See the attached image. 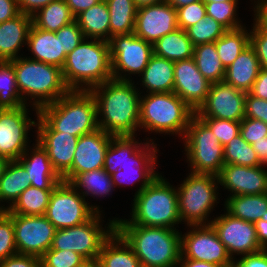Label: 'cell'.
Instances as JSON below:
<instances>
[{
	"instance_id": "obj_1",
	"label": "cell",
	"mask_w": 267,
	"mask_h": 267,
	"mask_svg": "<svg viewBox=\"0 0 267 267\" xmlns=\"http://www.w3.org/2000/svg\"><path fill=\"white\" fill-rule=\"evenodd\" d=\"M132 80L110 79L89 91L96 101L98 126L112 136H134L139 128L140 94Z\"/></svg>"
},
{
	"instance_id": "obj_2",
	"label": "cell",
	"mask_w": 267,
	"mask_h": 267,
	"mask_svg": "<svg viewBox=\"0 0 267 267\" xmlns=\"http://www.w3.org/2000/svg\"><path fill=\"white\" fill-rule=\"evenodd\" d=\"M132 247L141 267H176L181 257V234L166 227L115 225Z\"/></svg>"
},
{
	"instance_id": "obj_3",
	"label": "cell",
	"mask_w": 267,
	"mask_h": 267,
	"mask_svg": "<svg viewBox=\"0 0 267 267\" xmlns=\"http://www.w3.org/2000/svg\"><path fill=\"white\" fill-rule=\"evenodd\" d=\"M87 40L66 55L62 74L70 90L89 91L113 78L108 41Z\"/></svg>"
},
{
	"instance_id": "obj_4",
	"label": "cell",
	"mask_w": 267,
	"mask_h": 267,
	"mask_svg": "<svg viewBox=\"0 0 267 267\" xmlns=\"http://www.w3.org/2000/svg\"><path fill=\"white\" fill-rule=\"evenodd\" d=\"M38 116L53 131L76 137L99 129L96 101L90 91L70 90L56 102L41 107Z\"/></svg>"
},
{
	"instance_id": "obj_5",
	"label": "cell",
	"mask_w": 267,
	"mask_h": 267,
	"mask_svg": "<svg viewBox=\"0 0 267 267\" xmlns=\"http://www.w3.org/2000/svg\"><path fill=\"white\" fill-rule=\"evenodd\" d=\"M132 218H116L115 225L155 226L176 229L181 222L178 212L177 189L158 175L139 194L134 196Z\"/></svg>"
},
{
	"instance_id": "obj_6",
	"label": "cell",
	"mask_w": 267,
	"mask_h": 267,
	"mask_svg": "<svg viewBox=\"0 0 267 267\" xmlns=\"http://www.w3.org/2000/svg\"><path fill=\"white\" fill-rule=\"evenodd\" d=\"M10 62L14 67L23 102L26 104V96H31L37 115L41 107L56 102L70 91L64 81L62 69L58 66L20 56Z\"/></svg>"
},
{
	"instance_id": "obj_7",
	"label": "cell",
	"mask_w": 267,
	"mask_h": 267,
	"mask_svg": "<svg viewBox=\"0 0 267 267\" xmlns=\"http://www.w3.org/2000/svg\"><path fill=\"white\" fill-rule=\"evenodd\" d=\"M194 114L174 92L148 93L140 98L139 127L183 138Z\"/></svg>"
},
{
	"instance_id": "obj_8",
	"label": "cell",
	"mask_w": 267,
	"mask_h": 267,
	"mask_svg": "<svg viewBox=\"0 0 267 267\" xmlns=\"http://www.w3.org/2000/svg\"><path fill=\"white\" fill-rule=\"evenodd\" d=\"M183 138L191 173L218 177L224 166V146L195 114L190 119Z\"/></svg>"
},
{
	"instance_id": "obj_9",
	"label": "cell",
	"mask_w": 267,
	"mask_h": 267,
	"mask_svg": "<svg viewBox=\"0 0 267 267\" xmlns=\"http://www.w3.org/2000/svg\"><path fill=\"white\" fill-rule=\"evenodd\" d=\"M217 185V176L189 173L177 189L178 212L182 222H187V226L208 225L207 217L215 202L218 203Z\"/></svg>"
},
{
	"instance_id": "obj_10",
	"label": "cell",
	"mask_w": 267,
	"mask_h": 267,
	"mask_svg": "<svg viewBox=\"0 0 267 267\" xmlns=\"http://www.w3.org/2000/svg\"><path fill=\"white\" fill-rule=\"evenodd\" d=\"M101 213H95L88 221L65 229H56L51 249L71 250L83 256L89 263H96L103 243L115 231V220H110L107 230L102 228Z\"/></svg>"
},
{
	"instance_id": "obj_11",
	"label": "cell",
	"mask_w": 267,
	"mask_h": 267,
	"mask_svg": "<svg viewBox=\"0 0 267 267\" xmlns=\"http://www.w3.org/2000/svg\"><path fill=\"white\" fill-rule=\"evenodd\" d=\"M100 212L69 182L61 181L51 192L45 216L56 229H65L80 225Z\"/></svg>"
},
{
	"instance_id": "obj_12",
	"label": "cell",
	"mask_w": 267,
	"mask_h": 267,
	"mask_svg": "<svg viewBox=\"0 0 267 267\" xmlns=\"http://www.w3.org/2000/svg\"><path fill=\"white\" fill-rule=\"evenodd\" d=\"M108 44L112 76L116 80L130 81L121 73L141 75L154 54L153 45L134 33L114 35Z\"/></svg>"
},
{
	"instance_id": "obj_13",
	"label": "cell",
	"mask_w": 267,
	"mask_h": 267,
	"mask_svg": "<svg viewBox=\"0 0 267 267\" xmlns=\"http://www.w3.org/2000/svg\"><path fill=\"white\" fill-rule=\"evenodd\" d=\"M188 227H192V230L181 235L180 259L205 261L222 267H234L235 258L232 259L228 254L212 225H188Z\"/></svg>"
},
{
	"instance_id": "obj_14",
	"label": "cell",
	"mask_w": 267,
	"mask_h": 267,
	"mask_svg": "<svg viewBox=\"0 0 267 267\" xmlns=\"http://www.w3.org/2000/svg\"><path fill=\"white\" fill-rule=\"evenodd\" d=\"M135 136H113L105 154L103 169L110 175L121 171L123 166L135 165L137 168H155L156 145L146 141H136ZM139 145V146H138Z\"/></svg>"
},
{
	"instance_id": "obj_15",
	"label": "cell",
	"mask_w": 267,
	"mask_h": 267,
	"mask_svg": "<svg viewBox=\"0 0 267 267\" xmlns=\"http://www.w3.org/2000/svg\"><path fill=\"white\" fill-rule=\"evenodd\" d=\"M18 254L41 257L53 243L56 228L45 215L12 214Z\"/></svg>"
},
{
	"instance_id": "obj_16",
	"label": "cell",
	"mask_w": 267,
	"mask_h": 267,
	"mask_svg": "<svg viewBox=\"0 0 267 267\" xmlns=\"http://www.w3.org/2000/svg\"><path fill=\"white\" fill-rule=\"evenodd\" d=\"M225 81L211 83L205 101L195 111L199 118H218L241 122L245 118V97Z\"/></svg>"
},
{
	"instance_id": "obj_17",
	"label": "cell",
	"mask_w": 267,
	"mask_h": 267,
	"mask_svg": "<svg viewBox=\"0 0 267 267\" xmlns=\"http://www.w3.org/2000/svg\"><path fill=\"white\" fill-rule=\"evenodd\" d=\"M26 105L0 109V157L18 160L28 149V131L36 122L28 117Z\"/></svg>"
},
{
	"instance_id": "obj_18",
	"label": "cell",
	"mask_w": 267,
	"mask_h": 267,
	"mask_svg": "<svg viewBox=\"0 0 267 267\" xmlns=\"http://www.w3.org/2000/svg\"><path fill=\"white\" fill-rule=\"evenodd\" d=\"M207 223L216 230L232 259L234 254L248 255L263 250L258 243L254 223L235 218L227 212Z\"/></svg>"
},
{
	"instance_id": "obj_19",
	"label": "cell",
	"mask_w": 267,
	"mask_h": 267,
	"mask_svg": "<svg viewBox=\"0 0 267 267\" xmlns=\"http://www.w3.org/2000/svg\"><path fill=\"white\" fill-rule=\"evenodd\" d=\"M178 28L176 9L166 1L137 8L134 34L152 45Z\"/></svg>"
},
{
	"instance_id": "obj_20",
	"label": "cell",
	"mask_w": 267,
	"mask_h": 267,
	"mask_svg": "<svg viewBox=\"0 0 267 267\" xmlns=\"http://www.w3.org/2000/svg\"><path fill=\"white\" fill-rule=\"evenodd\" d=\"M112 137L100 128L79 137L72 167L61 177L62 181L69 182L76 174L103 168Z\"/></svg>"
},
{
	"instance_id": "obj_21",
	"label": "cell",
	"mask_w": 267,
	"mask_h": 267,
	"mask_svg": "<svg viewBox=\"0 0 267 267\" xmlns=\"http://www.w3.org/2000/svg\"><path fill=\"white\" fill-rule=\"evenodd\" d=\"M211 83L199 72L193 58L174 63L173 92L194 112L205 101Z\"/></svg>"
},
{
	"instance_id": "obj_22",
	"label": "cell",
	"mask_w": 267,
	"mask_h": 267,
	"mask_svg": "<svg viewBox=\"0 0 267 267\" xmlns=\"http://www.w3.org/2000/svg\"><path fill=\"white\" fill-rule=\"evenodd\" d=\"M37 121L36 141L47 151L52 167L62 177L72 167L79 137L53 131L38 115Z\"/></svg>"
},
{
	"instance_id": "obj_23",
	"label": "cell",
	"mask_w": 267,
	"mask_h": 267,
	"mask_svg": "<svg viewBox=\"0 0 267 267\" xmlns=\"http://www.w3.org/2000/svg\"><path fill=\"white\" fill-rule=\"evenodd\" d=\"M263 166L224 164L218 176L219 184L229 189L231 196L267 193V170Z\"/></svg>"
},
{
	"instance_id": "obj_24",
	"label": "cell",
	"mask_w": 267,
	"mask_h": 267,
	"mask_svg": "<svg viewBox=\"0 0 267 267\" xmlns=\"http://www.w3.org/2000/svg\"><path fill=\"white\" fill-rule=\"evenodd\" d=\"M27 150L18 161L28 172L30 185L39 189H54L62 181V178L52 167L47 151L39 142H36L32 148L30 156L29 149Z\"/></svg>"
},
{
	"instance_id": "obj_25",
	"label": "cell",
	"mask_w": 267,
	"mask_h": 267,
	"mask_svg": "<svg viewBox=\"0 0 267 267\" xmlns=\"http://www.w3.org/2000/svg\"><path fill=\"white\" fill-rule=\"evenodd\" d=\"M27 45L35 61L58 66L62 69L66 55L62 52L61 35L36 28L33 24L29 30Z\"/></svg>"
},
{
	"instance_id": "obj_26",
	"label": "cell",
	"mask_w": 267,
	"mask_h": 267,
	"mask_svg": "<svg viewBox=\"0 0 267 267\" xmlns=\"http://www.w3.org/2000/svg\"><path fill=\"white\" fill-rule=\"evenodd\" d=\"M32 17L21 13L17 17L0 23V61L17 59L18 51L27 44Z\"/></svg>"
},
{
	"instance_id": "obj_27",
	"label": "cell",
	"mask_w": 267,
	"mask_h": 267,
	"mask_svg": "<svg viewBox=\"0 0 267 267\" xmlns=\"http://www.w3.org/2000/svg\"><path fill=\"white\" fill-rule=\"evenodd\" d=\"M261 69L254 48L249 45L226 69L224 81L233 87L249 92Z\"/></svg>"
},
{
	"instance_id": "obj_28",
	"label": "cell",
	"mask_w": 267,
	"mask_h": 267,
	"mask_svg": "<svg viewBox=\"0 0 267 267\" xmlns=\"http://www.w3.org/2000/svg\"><path fill=\"white\" fill-rule=\"evenodd\" d=\"M96 264L98 267H141L132 247L116 230L103 243Z\"/></svg>"
},
{
	"instance_id": "obj_29",
	"label": "cell",
	"mask_w": 267,
	"mask_h": 267,
	"mask_svg": "<svg viewBox=\"0 0 267 267\" xmlns=\"http://www.w3.org/2000/svg\"><path fill=\"white\" fill-rule=\"evenodd\" d=\"M174 63L163 57L152 55L141 73L142 86L147 93H170L174 88Z\"/></svg>"
},
{
	"instance_id": "obj_30",
	"label": "cell",
	"mask_w": 267,
	"mask_h": 267,
	"mask_svg": "<svg viewBox=\"0 0 267 267\" xmlns=\"http://www.w3.org/2000/svg\"><path fill=\"white\" fill-rule=\"evenodd\" d=\"M224 205L226 212L235 218L251 223L259 219L267 222V193L230 196Z\"/></svg>"
},
{
	"instance_id": "obj_31",
	"label": "cell",
	"mask_w": 267,
	"mask_h": 267,
	"mask_svg": "<svg viewBox=\"0 0 267 267\" xmlns=\"http://www.w3.org/2000/svg\"><path fill=\"white\" fill-rule=\"evenodd\" d=\"M75 21L83 31L87 39H110V15L105 0L81 12L75 17Z\"/></svg>"
},
{
	"instance_id": "obj_32",
	"label": "cell",
	"mask_w": 267,
	"mask_h": 267,
	"mask_svg": "<svg viewBox=\"0 0 267 267\" xmlns=\"http://www.w3.org/2000/svg\"><path fill=\"white\" fill-rule=\"evenodd\" d=\"M154 54L176 62L193 58L194 46L183 29H176L161 37L153 45Z\"/></svg>"
},
{
	"instance_id": "obj_33",
	"label": "cell",
	"mask_w": 267,
	"mask_h": 267,
	"mask_svg": "<svg viewBox=\"0 0 267 267\" xmlns=\"http://www.w3.org/2000/svg\"><path fill=\"white\" fill-rule=\"evenodd\" d=\"M29 174L18 161H9L0 179V201H10L11 207L21 193L30 187Z\"/></svg>"
},
{
	"instance_id": "obj_34",
	"label": "cell",
	"mask_w": 267,
	"mask_h": 267,
	"mask_svg": "<svg viewBox=\"0 0 267 267\" xmlns=\"http://www.w3.org/2000/svg\"><path fill=\"white\" fill-rule=\"evenodd\" d=\"M75 21L65 0H55L32 16V24L39 29L57 32Z\"/></svg>"
},
{
	"instance_id": "obj_35",
	"label": "cell",
	"mask_w": 267,
	"mask_h": 267,
	"mask_svg": "<svg viewBox=\"0 0 267 267\" xmlns=\"http://www.w3.org/2000/svg\"><path fill=\"white\" fill-rule=\"evenodd\" d=\"M110 15V38L134 33L137 7L134 0H105Z\"/></svg>"
},
{
	"instance_id": "obj_36",
	"label": "cell",
	"mask_w": 267,
	"mask_h": 267,
	"mask_svg": "<svg viewBox=\"0 0 267 267\" xmlns=\"http://www.w3.org/2000/svg\"><path fill=\"white\" fill-rule=\"evenodd\" d=\"M193 59L199 72L210 83L224 81L226 69L218 56L215 42L194 46Z\"/></svg>"
},
{
	"instance_id": "obj_37",
	"label": "cell",
	"mask_w": 267,
	"mask_h": 267,
	"mask_svg": "<svg viewBox=\"0 0 267 267\" xmlns=\"http://www.w3.org/2000/svg\"><path fill=\"white\" fill-rule=\"evenodd\" d=\"M69 183L77 190H82V196L105 197L115 190L112 177L103 168L76 174ZM81 188V189H80ZM85 190V191H84Z\"/></svg>"
},
{
	"instance_id": "obj_38",
	"label": "cell",
	"mask_w": 267,
	"mask_h": 267,
	"mask_svg": "<svg viewBox=\"0 0 267 267\" xmlns=\"http://www.w3.org/2000/svg\"><path fill=\"white\" fill-rule=\"evenodd\" d=\"M53 189H39L30 186L25 189L11 207H6L10 214L45 215Z\"/></svg>"
},
{
	"instance_id": "obj_39",
	"label": "cell",
	"mask_w": 267,
	"mask_h": 267,
	"mask_svg": "<svg viewBox=\"0 0 267 267\" xmlns=\"http://www.w3.org/2000/svg\"><path fill=\"white\" fill-rule=\"evenodd\" d=\"M245 29V27H241L235 30H227L215 42L218 56L225 69L250 45V33Z\"/></svg>"
},
{
	"instance_id": "obj_40",
	"label": "cell",
	"mask_w": 267,
	"mask_h": 267,
	"mask_svg": "<svg viewBox=\"0 0 267 267\" xmlns=\"http://www.w3.org/2000/svg\"><path fill=\"white\" fill-rule=\"evenodd\" d=\"M27 105L23 102L10 61H0V109H15Z\"/></svg>"
},
{
	"instance_id": "obj_41",
	"label": "cell",
	"mask_w": 267,
	"mask_h": 267,
	"mask_svg": "<svg viewBox=\"0 0 267 267\" xmlns=\"http://www.w3.org/2000/svg\"><path fill=\"white\" fill-rule=\"evenodd\" d=\"M224 164L255 167L263 165L252 145L244 140L241 135L232 138L224 146Z\"/></svg>"
},
{
	"instance_id": "obj_42",
	"label": "cell",
	"mask_w": 267,
	"mask_h": 267,
	"mask_svg": "<svg viewBox=\"0 0 267 267\" xmlns=\"http://www.w3.org/2000/svg\"><path fill=\"white\" fill-rule=\"evenodd\" d=\"M185 31L193 46H196L216 42L227 29L212 17L206 15L205 18L200 19Z\"/></svg>"
},
{
	"instance_id": "obj_43",
	"label": "cell",
	"mask_w": 267,
	"mask_h": 267,
	"mask_svg": "<svg viewBox=\"0 0 267 267\" xmlns=\"http://www.w3.org/2000/svg\"><path fill=\"white\" fill-rule=\"evenodd\" d=\"M121 168L122 170L120 172L116 171L111 175L114 187H117V185L122 187V184L124 185V183L133 185L137 181L142 180V184L135 195L139 194L159 175L155 171V168H137L135 165H127Z\"/></svg>"
},
{
	"instance_id": "obj_44",
	"label": "cell",
	"mask_w": 267,
	"mask_h": 267,
	"mask_svg": "<svg viewBox=\"0 0 267 267\" xmlns=\"http://www.w3.org/2000/svg\"><path fill=\"white\" fill-rule=\"evenodd\" d=\"M204 4L206 6V15L215 19L227 30H235L244 27L238 20V17L236 19L238 1H222Z\"/></svg>"
},
{
	"instance_id": "obj_45",
	"label": "cell",
	"mask_w": 267,
	"mask_h": 267,
	"mask_svg": "<svg viewBox=\"0 0 267 267\" xmlns=\"http://www.w3.org/2000/svg\"><path fill=\"white\" fill-rule=\"evenodd\" d=\"M41 267H86L90 264L83 256L71 250L49 249L41 257Z\"/></svg>"
},
{
	"instance_id": "obj_46",
	"label": "cell",
	"mask_w": 267,
	"mask_h": 267,
	"mask_svg": "<svg viewBox=\"0 0 267 267\" xmlns=\"http://www.w3.org/2000/svg\"><path fill=\"white\" fill-rule=\"evenodd\" d=\"M17 254L12 214L5 211L0 216V260Z\"/></svg>"
},
{
	"instance_id": "obj_47",
	"label": "cell",
	"mask_w": 267,
	"mask_h": 267,
	"mask_svg": "<svg viewBox=\"0 0 267 267\" xmlns=\"http://www.w3.org/2000/svg\"><path fill=\"white\" fill-rule=\"evenodd\" d=\"M225 146L232 138L240 134V122L218 118H200Z\"/></svg>"
},
{
	"instance_id": "obj_48",
	"label": "cell",
	"mask_w": 267,
	"mask_h": 267,
	"mask_svg": "<svg viewBox=\"0 0 267 267\" xmlns=\"http://www.w3.org/2000/svg\"><path fill=\"white\" fill-rule=\"evenodd\" d=\"M177 22L180 29L186 30L206 16V6L202 0L176 9Z\"/></svg>"
},
{
	"instance_id": "obj_49",
	"label": "cell",
	"mask_w": 267,
	"mask_h": 267,
	"mask_svg": "<svg viewBox=\"0 0 267 267\" xmlns=\"http://www.w3.org/2000/svg\"><path fill=\"white\" fill-rule=\"evenodd\" d=\"M55 34L61 35L62 52L65 55L72 52L85 39L83 31L76 21L63 26Z\"/></svg>"
},
{
	"instance_id": "obj_50",
	"label": "cell",
	"mask_w": 267,
	"mask_h": 267,
	"mask_svg": "<svg viewBox=\"0 0 267 267\" xmlns=\"http://www.w3.org/2000/svg\"><path fill=\"white\" fill-rule=\"evenodd\" d=\"M240 135L249 144L267 136V124L258 119L244 118L240 122Z\"/></svg>"
},
{
	"instance_id": "obj_51",
	"label": "cell",
	"mask_w": 267,
	"mask_h": 267,
	"mask_svg": "<svg viewBox=\"0 0 267 267\" xmlns=\"http://www.w3.org/2000/svg\"><path fill=\"white\" fill-rule=\"evenodd\" d=\"M250 45L254 48L260 67L267 69V31L256 23L250 32Z\"/></svg>"
},
{
	"instance_id": "obj_52",
	"label": "cell",
	"mask_w": 267,
	"mask_h": 267,
	"mask_svg": "<svg viewBox=\"0 0 267 267\" xmlns=\"http://www.w3.org/2000/svg\"><path fill=\"white\" fill-rule=\"evenodd\" d=\"M245 118L258 119L267 124V100L252 96L245 97Z\"/></svg>"
},
{
	"instance_id": "obj_53",
	"label": "cell",
	"mask_w": 267,
	"mask_h": 267,
	"mask_svg": "<svg viewBox=\"0 0 267 267\" xmlns=\"http://www.w3.org/2000/svg\"><path fill=\"white\" fill-rule=\"evenodd\" d=\"M0 267H41V260L37 256L17 253L0 260Z\"/></svg>"
},
{
	"instance_id": "obj_54",
	"label": "cell",
	"mask_w": 267,
	"mask_h": 267,
	"mask_svg": "<svg viewBox=\"0 0 267 267\" xmlns=\"http://www.w3.org/2000/svg\"><path fill=\"white\" fill-rule=\"evenodd\" d=\"M234 267H267V249L243 255L238 261H235Z\"/></svg>"
},
{
	"instance_id": "obj_55",
	"label": "cell",
	"mask_w": 267,
	"mask_h": 267,
	"mask_svg": "<svg viewBox=\"0 0 267 267\" xmlns=\"http://www.w3.org/2000/svg\"><path fill=\"white\" fill-rule=\"evenodd\" d=\"M52 1L55 0H16L20 12L31 17Z\"/></svg>"
},
{
	"instance_id": "obj_56",
	"label": "cell",
	"mask_w": 267,
	"mask_h": 267,
	"mask_svg": "<svg viewBox=\"0 0 267 267\" xmlns=\"http://www.w3.org/2000/svg\"><path fill=\"white\" fill-rule=\"evenodd\" d=\"M249 93L257 98L267 100V69L261 68Z\"/></svg>"
},
{
	"instance_id": "obj_57",
	"label": "cell",
	"mask_w": 267,
	"mask_h": 267,
	"mask_svg": "<svg viewBox=\"0 0 267 267\" xmlns=\"http://www.w3.org/2000/svg\"><path fill=\"white\" fill-rule=\"evenodd\" d=\"M20 14L16 0H0V23L11 20Z\"/></svg>"
},
{
	"instance_id": "obj_58",
	"label": "cell",
	"mask_w": 267,
	"mask_h": 267,
	"mask_svg": "<svg viewBox=\"0 0 267 267\" xmlns=\"http://www.w3.org/2000/svg\"><path fill=\"white\" fill-rule=\"evenodd\" d=\"M255 4V23L262 29L267 31V0H257Z\"/></svg>"
},
{
	"instance_id": "obj_59",
	"label": "cell",
	"mask_w": 267,
	"mask_h": 267,
	"mask_svg": "<svg viewBox=\"0 0 267 267\" xmlns=\"http://www.w3.org/2000/svg\"><path fill=\"white\" fill-rule=\"evenodd\" d=\"M100 1L101 0H65L74 17L99 3Z\"/></svg>"
},
{
	"instance_id": "obj_60",
	"label": "cell",
	"mask_w": 267,
	"mask_h": 267,
	"mask_svg": "<svg viewBox=\"0 0 267 267\" xmlns=\"http://www.w3.org/2000/svg\"><path fill=\"white\" fill-rule=\"evenodd\" d=\"M258 243L263 249H267V222L259 219L254 223Z\"/></svg>"
},
{
	"instance_id": "obj_61",
	"label": "cell",
	"mask_w": 267,
	"mask_h": 267,
	"mask_svg": "<svg viewBox=\"0 0 267 267\" xmlns=\"http://www.w3.org/2000/svg\"><path fill=\"white\" fill-rule=\"evenodd\" d=\"M251 145L255 150L259 161L263 165H267V136H265L264 139H261L260 141H254V143H252Z\"/></svg>"
},
{
	"instance_id": "obj_62",
	"label": "cell",
	"mask_w": 267,
	"mask_h": 267,
	"mask_svg": "<svg viewBox=\"0 0 267 267\" xmlns=\"http://www.w3.org/2000/svg\"><path fill=\"white\" fill-rule=\"evenodd\" d=\"M179 267H222L217 264L208 263L205 261H197L191 259H180L178 263Z\"/></svg>"
},
{
	"instance_id": "obj_63",
	"label": "cell",
	"mask_w": 267,
	"mask_h": 267,
	"mask_svg": "<svg viewBox=\"0 0 267 267\" xmlns=\"http://www.w3.org/2000/svg\"><path fill=\"white\" fill-rule=\"evenodd\" d=\"M199 0H166L174 9L180 8L185 5H189L190 3L197 2Z\"/></svg>"
},
{
	"instance_id": "obj_64",
	"label": "cell",
	"mask_w": 267,
	"mask_h": 267,
	"mask_svg": "<svg viewBox=\"0 0 267 267\" xmlns=\"http://www.w3.org/2000/svg\"><path fill=\"white\" fill-rule=\"evenodd\" d=\"M164 1H166V0H134V3H135L137 8H140L143 6L159 4V3H162Z\"/></svg>"
},
{
	"instance_id": "obj_65",
	"label": "cell",
	"mask_w": 267,
	"mask_h": 267,
	"mask_svg": "<svg viewBox=\"0 0 267 267\" xmlns=\"http://www.w3.org/2000/svg\"><path fill=\"white\" fill-rule=\"evenodd\" d=\"M9 160L3 157H0V179L2 178L3 172L8 164Z\"/></svg>"
},
{
	"instance_id": "obj_66",
	"label": "cell",
	"mask_w": 267,
	"mask_h": 267,
	"mask_svg": "<svg viewBox=\"0 0 267 267\" xmlns=\"http://www.w3.org/2000/svg\"><path fill=\"white\" fill-rule=\"evenodd\" d=\"M204 3H212V2H228V1H238V0H202Z\"/></svg>"
},
{
	"instance_id": "obj_67",
	"label": "cell",
	"mask_w": 267,
	"mask_h": 267,
	"mask_svg": "<svg viewBox=\"0 0 267 267\" xmlns=\"http://www.w3.org/2000/svg\"><path fill=\"white\" fill-rule=\"evenodd\" d=\"M6 211V208L1 205L0 207V216Z\"/></svg>"
},
{
	"instance_id": "obj_68",
	"label": "cell",
	"mask_w": 267,
	"mask_h": 267,
	"mask_svg": "<svg viewBox=\"0 0 267 267\" xmlns=\"http://www.w3.org/2000/svg\"><path fill=\"white\" fill-rule=\"evenodd\" d=\"M86 267H95V263H90Z\"/></svg>"
}]
</instances>
